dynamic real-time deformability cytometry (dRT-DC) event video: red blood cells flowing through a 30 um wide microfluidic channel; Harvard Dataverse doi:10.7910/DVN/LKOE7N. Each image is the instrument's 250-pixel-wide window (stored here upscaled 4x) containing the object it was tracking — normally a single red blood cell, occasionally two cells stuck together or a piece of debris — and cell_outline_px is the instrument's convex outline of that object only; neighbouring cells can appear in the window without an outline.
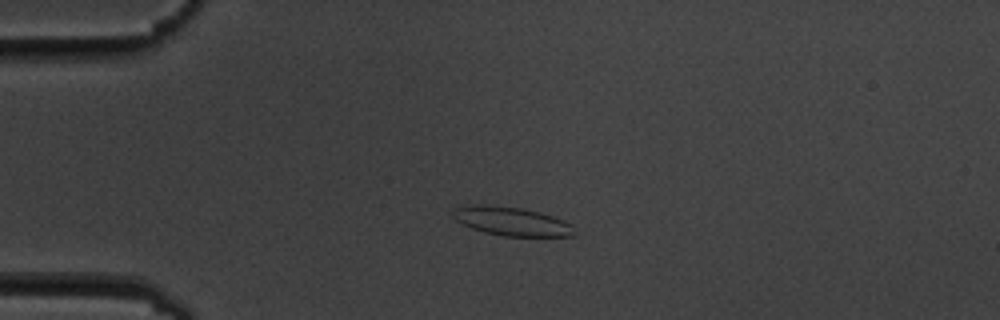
{"species": "common noctule bat (a hibernating species)", "species_latin": "Nyctalus noctula", "temperature_condition": "cold", "stored_images_in_passage": 6, "camera_frame_rate_fps": 3000, "um_per_image_px": 0.085, "animal": {"sex": "male", "body_mass_g": 19.5, "forearm_length_mm": 54.6}, "frame": {"image": 1, "passage_image": 4, "time_ms": 3.333, "image_size_px": [1000, 320], "cell_outline_px": [[576, 236], [504, 236], [484, 232], [472, 228], [456, 220], [452, 216], [452, 208], [472, 204], [480, 204], [524, 208], [540, 212], [564, 220], [572, 224]], "centroid_in_image_um": [43.48, 18.8], "position_along_channel_um": 41.5, "area_um2": 20.46}}